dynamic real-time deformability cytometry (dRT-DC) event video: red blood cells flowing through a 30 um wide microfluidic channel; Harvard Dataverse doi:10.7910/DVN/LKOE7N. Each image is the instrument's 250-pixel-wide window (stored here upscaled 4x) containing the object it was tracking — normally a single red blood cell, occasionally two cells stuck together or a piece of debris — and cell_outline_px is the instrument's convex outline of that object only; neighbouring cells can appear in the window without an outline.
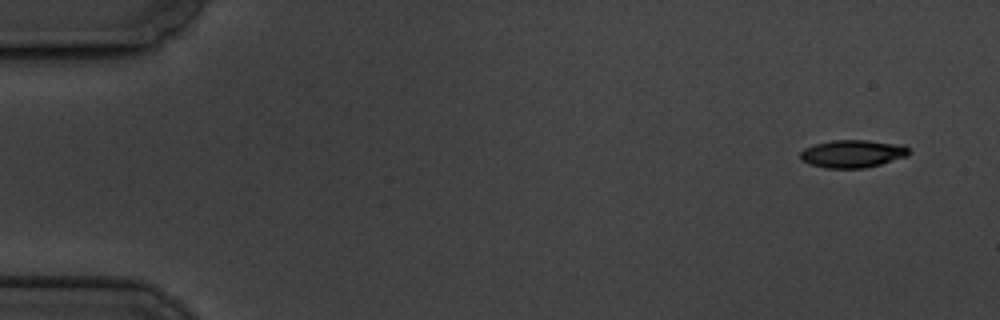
{"species": "common noctule bat (a hibernating species)", "species_latin": "Nyctalus noctula", "temperature_condition": "cold", "stored_images_in_passage": 4, "camera_frame_rate_fps": 3000, "um_per_image_px": 0.085, "animal": {"sex": "male", "body_mass_g": 19.5, "forearm_length_mm": 54.6}, "frame": {"image": 1, "passage_image": 1, "time_ms": 0.0, "image_size_px": [1000, 320], "cell_outline_px": [[912, 152], [908, 156], [880, 164], [864, 168], [824, 168], [808, 164], [800, 160], [800, 152], [804, 148], [816, 144], [832, 140], [868, 140], [904, 144]], "centroid_in_image_um": [72.48, 13.06], "position_along_channel_um": 12.5, "area_um2": 17.8}}